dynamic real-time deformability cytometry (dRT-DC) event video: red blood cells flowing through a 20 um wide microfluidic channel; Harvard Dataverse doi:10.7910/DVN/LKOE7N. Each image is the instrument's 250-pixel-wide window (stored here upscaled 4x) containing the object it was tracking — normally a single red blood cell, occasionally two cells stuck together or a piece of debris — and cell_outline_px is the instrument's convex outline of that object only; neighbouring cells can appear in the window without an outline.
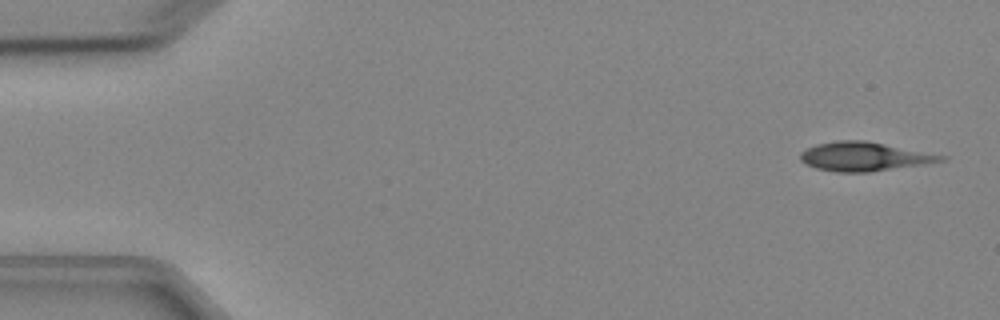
{"species": "Egyptian fruit bat (a non-hibernating species)", "species_latin": "Rousettus aegyptiacus", "temperature_condition": "cold", "stored_images_in_passage": 4, "camera_frame_rate_fps": 3000, "um_per_image_px": 0.085, "animal": {"sex": "female"}, "frame": {"image": 1, "passage_image": 1, "time_ms": 0.0, "image_size_px": [1000, 320], "cell_outline_px": [[948, 160], [924, 164], [872, 172], [836, 172], [816, 168], [800, 160], [800, 152], [816, 144], [836, 140], [864, 140], [948, 156]], "centroid_in_image_um": [73.48, 13.31], "position_along_channel_um": 11.5, "area_um2": 23.7}}
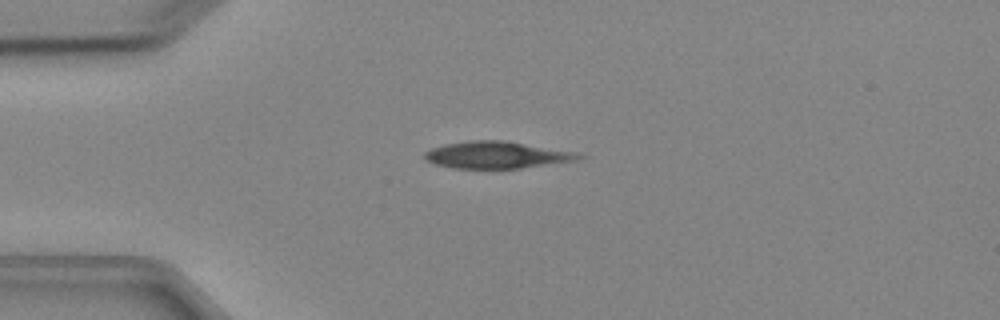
{"frame": {"image": 2, "passage_image": 4, "time_ms": 3.333, "image_size_px": [1000, 320], "cell_outline_px": [[588, 156], [580, 160], [520, 168], [452, 168], [436, 164], [424, 160], [424, 152], [432, 148], [444, 144], [472, 140], [504, 140], [576, 152]], "centroid_in_image_um": [42.25, 13.17], "position_along_channel_um": 42.8, "area_um2": 24.28}}